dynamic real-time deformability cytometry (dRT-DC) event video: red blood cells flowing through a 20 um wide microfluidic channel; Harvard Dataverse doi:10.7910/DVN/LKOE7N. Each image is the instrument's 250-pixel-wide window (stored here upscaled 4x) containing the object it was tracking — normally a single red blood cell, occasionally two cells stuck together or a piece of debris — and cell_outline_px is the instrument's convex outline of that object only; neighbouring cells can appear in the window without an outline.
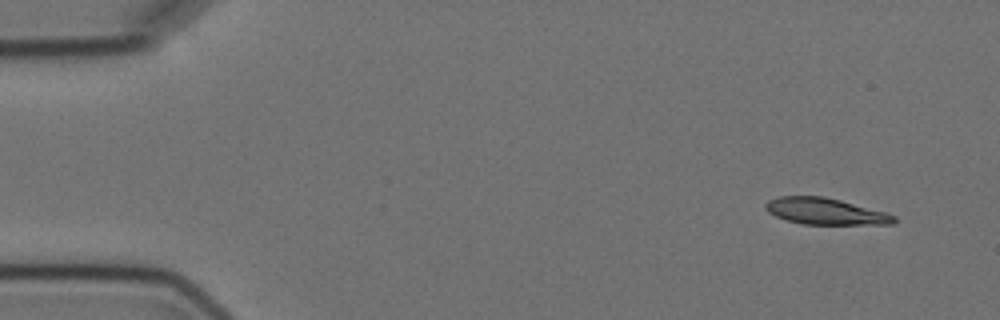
{"species": "Egyptian fruit bat (a non-hibernating species)", "species_latin": "Rousettus aegyptiacus", "temperature_condition": "cold", "stored_images_in_passage": 4, "camera_frame_rate_fps": 3000, "um_per_image_px": 0.085, "animal": {"sex": "female"}, "frame": {"image": 1, "passage_image": 1, "time_ms": 0.0, "image_size_px": [1000, 320], "cell_outline_px": [[896, 220], [892, 224], [804, 224], [784, 220], [768, 212], [764, 208], [764, 204], [768, 200], [776, 196], [824, 196], [840, 200], [884, 212], [896, 216]], "centroid_in_image_um": [70.09, 17.96], "position_along_channel_um": 14.9, "area_um2": 19.77}}
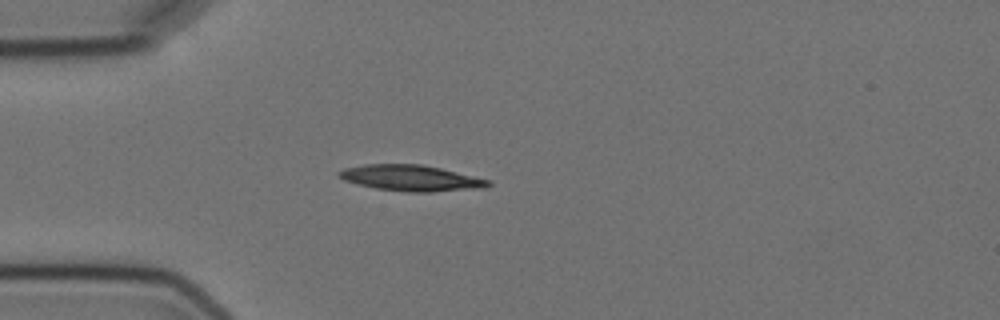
{"frame": {"image": 2, "passage_image": 4, "time_ms": 3.667, "image_size_px": [1000, 320], "cell_outline_px": [[492, 184], [484, 188], [432, 192], [408, 192], [376, 188], [344, 180], [336, 176], [336, 172], [344, 168], [364, 164], [424, 164], [492, 180]], "centroid_in_image_um": [34.96, 15.13], "position_along_channel_um": 50.0, "area_um2": 22.77}}